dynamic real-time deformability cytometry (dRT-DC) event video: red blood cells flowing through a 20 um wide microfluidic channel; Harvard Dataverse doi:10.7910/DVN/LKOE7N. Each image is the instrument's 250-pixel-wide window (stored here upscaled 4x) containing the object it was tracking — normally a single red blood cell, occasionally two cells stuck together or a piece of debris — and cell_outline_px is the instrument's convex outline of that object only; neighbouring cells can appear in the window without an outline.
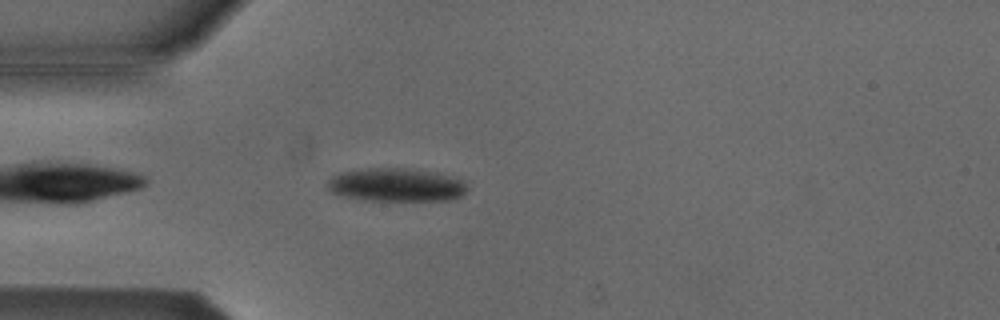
{"species": "Egyptian fruit bat (a non-hibernating species)", "species_latin": "Rousettus aegyptiacus", "temperature_condition": "cold", "stored_images_in_passage": 3, "camera_frame_rate_fps": 3000, "um_per_image_px": 0.085, "animal": {"sex": "male"}, "frame": {"image": 1, "passage_image": 3, "time_ms": 0.667, "image_size_px": [1000, 320], "cell_outline_px": [[468, 192], [460, 196], [448, 200], [364, 200], [332, 192], [328, 188], [328, 180], [332, 176], [340, 172], [368, 168], [404, 168], [436, 172], [468, 180]], "centroid_in_image_um": [33.77, 15.7], "position_along_channel_um": 51.2, "area_um2": 27.28}}